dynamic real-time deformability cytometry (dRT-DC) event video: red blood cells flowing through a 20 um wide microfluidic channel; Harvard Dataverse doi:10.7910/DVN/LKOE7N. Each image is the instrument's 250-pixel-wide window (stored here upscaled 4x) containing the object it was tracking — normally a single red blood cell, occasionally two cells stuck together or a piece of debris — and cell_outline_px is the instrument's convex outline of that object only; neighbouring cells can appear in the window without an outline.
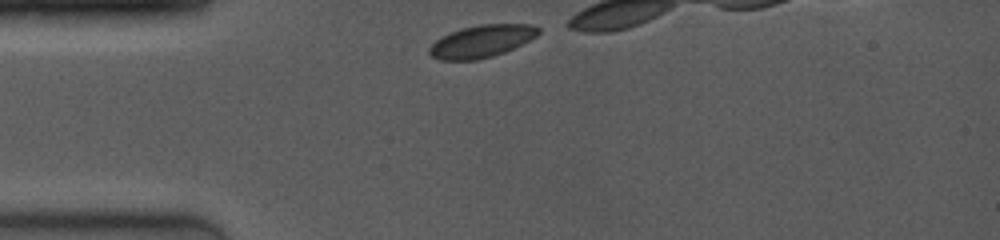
{"species": "common noctule bat (a hibernating species)", "species_latin": "Nyctalus noctula", "temperature_condition": "room temperature", "stored_images_in_passage": 11, "camera_frame_rate_fps": 4000, "um_per_image_px": 0.085, "animal": {"sex": "female", "body_mass_g": 19.0, "forearm_length_mm": 53.3}, "frame": {"image": 1, "passage_image": 1, "time_ms": 0.0, "image_size_px": [1000, 240], "cell_outline_px": [[540, 32], [536, 36], [504, 52], [492, 56], [476, 60], [440, 60], [432, 56], [428, 52], [428, 48], [436, 40], [452, 32], [464, 28], [480, 24], [532, 24], [540, 28]], "centroid_in_image_um": [40.94, 3.51], "position_along_channel_um": 44.1, "area_um2": 20.23}}